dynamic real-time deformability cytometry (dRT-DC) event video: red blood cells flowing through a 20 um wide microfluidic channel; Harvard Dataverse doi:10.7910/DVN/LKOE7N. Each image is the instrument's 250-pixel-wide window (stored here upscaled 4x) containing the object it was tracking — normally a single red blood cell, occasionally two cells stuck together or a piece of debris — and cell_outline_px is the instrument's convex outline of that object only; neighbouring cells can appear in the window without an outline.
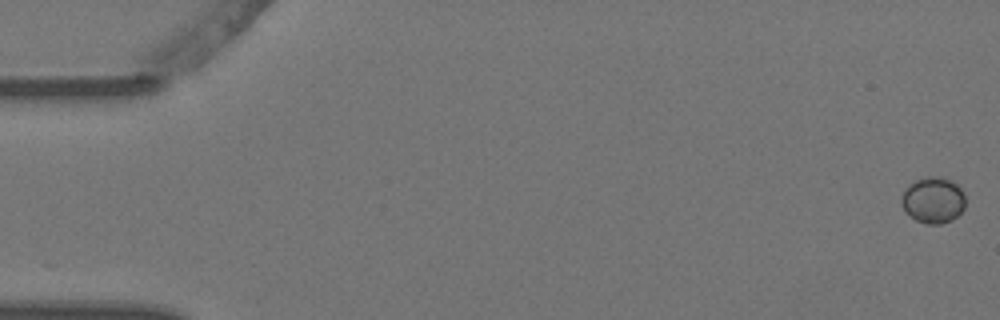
{"species": "Egyptian fruit bat (a non-hibernating species)", "species_latin": "Rousettus aegyptiacus", "temperature_condition": "warm", "stored_images_in_passage": 5, "camera_frame_rate_fps": 3000, "um_per_image_px": 0.085, "animal": {"sex": "female"}, "frame": {"image": 1, "passage_image": 1, "time_ms": 0.0, "image_size_px": [1000, 320], "cell_outline_px": [[964, 208], [952, 220], [940, 224], [928, 224], [916, 220], [900, 204], [900, 200], [904, 188], [908, 184], [924, 176], [936, 176], [952, 180], [964, 192]], "centroid_in_image_um": [79.3, 16.98], "position_along_channel_um": 5.7, "area_um2": 17.22}}
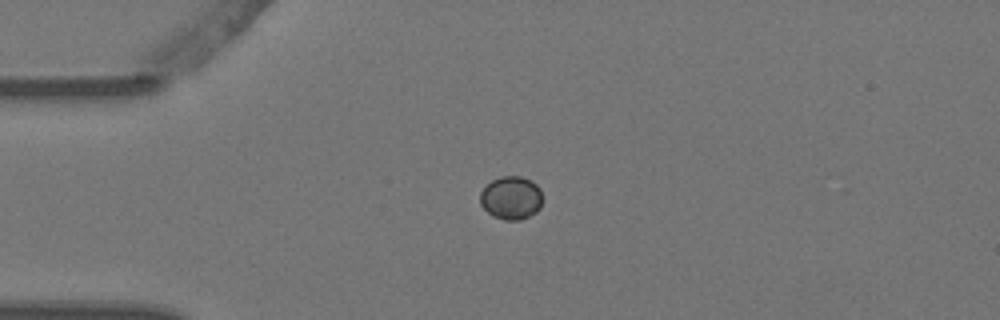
{"frame": {"image": 2, "passage_image": 4, "time_ms": 1.0, "image_size_px": [1000, 320], "cell_outline_px": [[540, 208], [536, 212], [520, 220], [504, 220], [492, 216], [480, 204], [480, 192], [492, 180], [500, 176], [520, 176], [532, 180], [540, 188]], "centroid_in_image_um": [43.43, 16.81], "position_along_channel_um": 41.6, "area_um2": 15.66}}